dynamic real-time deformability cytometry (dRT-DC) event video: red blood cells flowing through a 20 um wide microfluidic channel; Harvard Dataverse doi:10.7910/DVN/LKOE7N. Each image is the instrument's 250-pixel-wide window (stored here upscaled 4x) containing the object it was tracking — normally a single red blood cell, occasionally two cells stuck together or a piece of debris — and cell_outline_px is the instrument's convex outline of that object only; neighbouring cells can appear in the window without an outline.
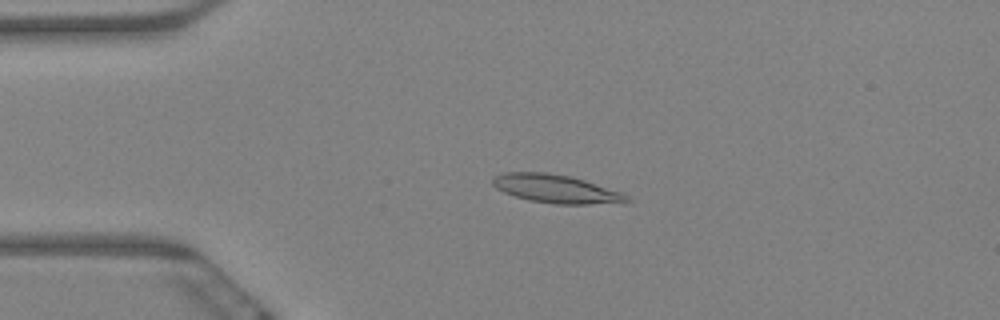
{"species": "Egyptian fruit bat (a non-hibernating species)", "species_latin": "Rousettus aegyptiacus", "temperature_condition": "warm", "stored_images_in_passage": 16, "camera_frame_rate_fps": 3000, "um_per_image_px": 0.085, "animal": {"sex": "female"}, "frame": {"image": 1, "passage_image": 14, "time_ms": 4.333, "image_size_px": [1000, 320], "cell_outline_px": [[632, 200], [624, 204], [552, 204], [528, 200], [504, 192], [496, 188], [492, 184], [492, 176], [504, 172], [548, 172], [572, 176], [620, 192], [628, 196]], "centroid_in_image_um": [47.28, 16.06], "position_along_channel_um": 37.7, "area_um2": 22.48}}